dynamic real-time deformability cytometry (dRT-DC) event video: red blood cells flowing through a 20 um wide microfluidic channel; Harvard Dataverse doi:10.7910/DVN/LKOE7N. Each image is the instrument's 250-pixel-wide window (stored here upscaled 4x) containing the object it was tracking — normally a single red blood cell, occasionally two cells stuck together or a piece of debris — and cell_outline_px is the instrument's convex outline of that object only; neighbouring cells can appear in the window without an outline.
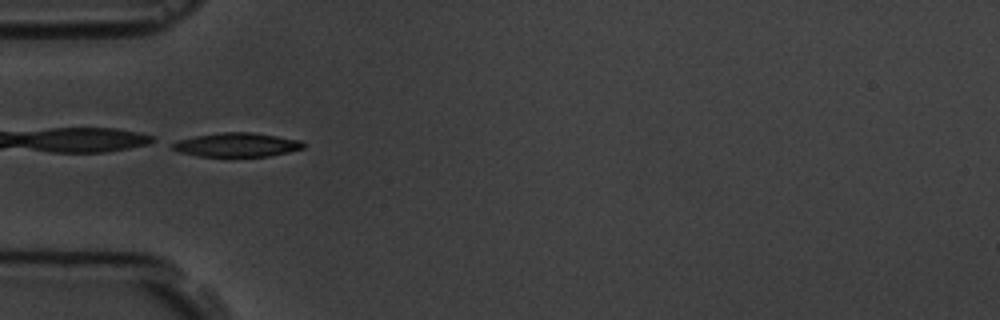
{"species": "common noctule bat (a hibernating species)", "species_latin": "Nyctalus noctula", "temperature_condition": "room temperature", "stored_images_in_passage": 10, "camera_frame_rate_fps": 3000, "um_per_image_px": 0.085, "animal": {"sex": "male", "body_mass_g": 19.5, "forearm_length_mm": 54.6}, "frame": {"image": 1, "passage_image": 5, "time_ms": 4.667, "image_size_px": [1000, 320], "cell_outline_px": [[304, 148], [288, 152], [268, 156], [200, 156], [180, 152], [172, 148], [172, 144], [176, 140], [196, 136], [224, 132], [252, 132], [300, 140], [304, 144]], "centroid_in_image_um": [20.13, 12.3], "position_along_channel_um": 64.9, "area_um2": 18.03}}
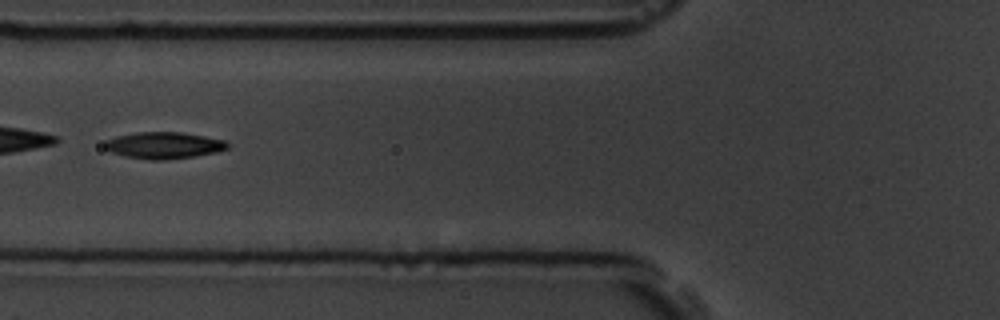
{"frame": {"image": 2, "passage_image": 6, "time_ms": 6.0, "image_size_px": [1000, 320], "cell_outline_px": [[228, 148], [212, 152], [192, 156], [160, 160], [152, 160], [124, 156], [112, 152], [104, 148], [104, 140], [116, 136], [136, 132], [180, 132], [204, 136], [224, 140], [228, 144]], "centroid_in_image_um": [13.85, 12.34], "position_along_channel_um": 112.0, "area_um2": 18.79}}
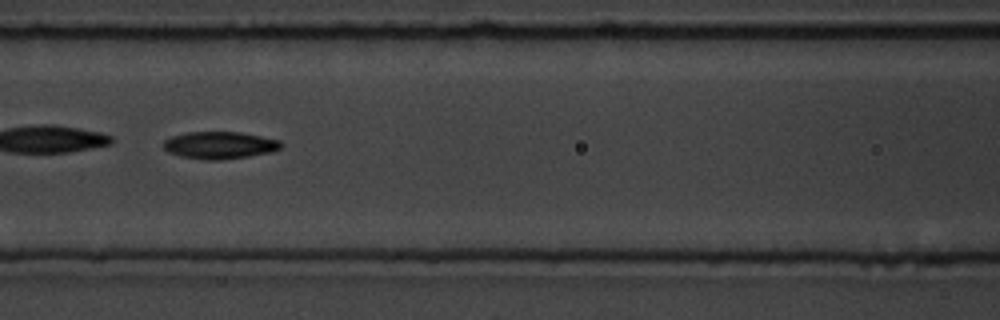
{"frame": {"image": 3, "passage_image": 7, "time_ms": 7.0, "image_size_px": [1000, 320], "cell_outline_px": [[280, 148], [268, 152], [248, 156], [220, 160], [204, 160], [180, 156], [168, 152], [164, 148], [164, 140], [172, 136], [188, 132], [240, 132], [280, 140]], "centroid_in_image_um": [18.62, 12.34], "position_along_channel_um": 148.0, "area_um2": 18.44}}